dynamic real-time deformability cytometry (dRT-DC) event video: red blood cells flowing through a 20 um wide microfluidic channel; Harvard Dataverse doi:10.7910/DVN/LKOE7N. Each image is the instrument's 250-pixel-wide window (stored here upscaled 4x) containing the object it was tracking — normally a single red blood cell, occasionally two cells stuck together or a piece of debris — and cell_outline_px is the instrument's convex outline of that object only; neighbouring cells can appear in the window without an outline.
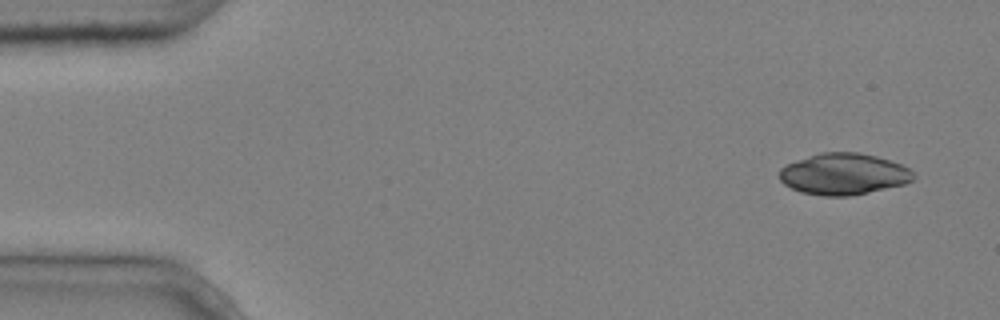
{"species": "common noctule bat (a hibernating species)", "species_latin": "Nyctalus noctula", "temperature_condition": "cold", "stored_images_in_passage": 4, "camera_frame_rate_fps": 3000, "um_per_image_px": 0.085, "animal": {"sex": "male", "body_mass_g": 20.4}, "frame": {"image": 1, "passage_image": 1, "time_ms": 0.0, "image_size_px": [1000, 320], "cell_outline_px": [[916, 176], [912, 180], [904, 184], [868, 192], [848, 196], [820, 196], [800, 192], [784, 184], [780, 180], [780, 168], [796, 160], [820, 152], [860, 152], [876, 156], [900, 164], [908, 168]], "centroid_in_image_um": [71.69, 14.79], "position_along_channel_um": 13.3, "area_um2": 32.25}}